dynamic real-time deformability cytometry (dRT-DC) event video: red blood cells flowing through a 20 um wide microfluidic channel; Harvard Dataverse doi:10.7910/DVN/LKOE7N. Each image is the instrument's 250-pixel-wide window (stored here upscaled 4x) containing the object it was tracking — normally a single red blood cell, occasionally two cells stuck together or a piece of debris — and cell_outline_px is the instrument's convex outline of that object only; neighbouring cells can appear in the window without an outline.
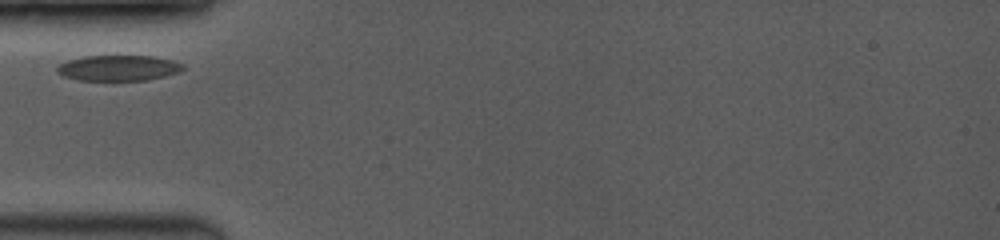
{"species": "common noctule bat (a hibernating species)", "species_latin": "Nyctalus noctula", "temperature_condition": "room temperature", "stored_images_in_passage": 4, "segment_of_instrument_passage": [1, 2], "camera_frame_rate_fps": 3500, "um_per_image_px": 0.085, "animal": {"sex": "female", "body_mass_g": 19.0, "forearm_length_mm": 53.3}, "frame": {"image": 1, "passage_image": 1, "time_ms": 0.0, "image_size_px": [1000, 240], "cell_outline_px": [[184, 68], [180, 72], [148, 80], [76, 80], [64, 76], [56, 72], [56, 68], [60, 64], [68, 60], [84, 56], [152, 56], [172, 60], [184, 64]], "centroid_in_image_um": [10.07, 5.78], "position_along_channel_um": 74.9, "area_um2": 18.79}}
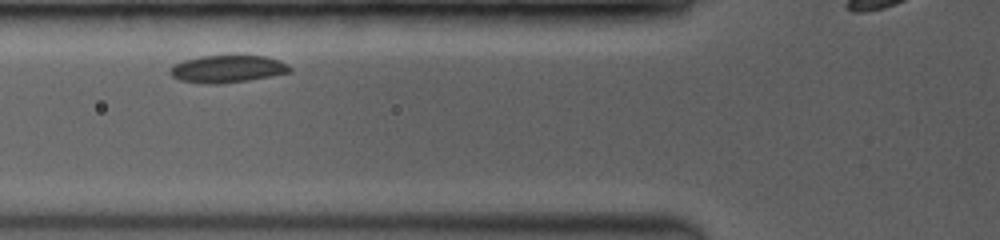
{"frame": {"image": 2, "passage_image": 2, "time_ms": 0.857, "image_size_px": [1000, 240], "cell_outline_px": [[292, 72], [272, 76], [248, 80], [220, 84], [208, 84], [180, 80], [172, 76], [168, 72], [168, 68], [172, 64], [184, 60], [200, 56], [268, 56], [280, 60], [288, 64], [292, 68]], "centroid_in_image_um": [19.33, 5.86], "position_along_channel_um": 106.5, "area_um2": 19.31}}
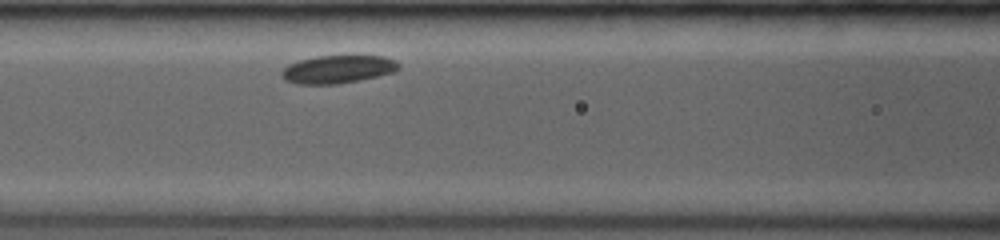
{"frame": {"image": 3, "passage_image": 3, "time_ms": 1.714, "image_size_px": [1000, 240], "cell_outline_px": [[400, 68], [396, 72], [360, 80], [336, 84], [296, 84], [284, 80], [280, 76], [280, 72], [288, 64], [300, 60], [316, 56], [384, 56], [396, 60], [400, 64]], "centroid_in_image_um": [28.72, 5.89], "position_along_channel_um": 137.9, "area_um2": 19.31}}